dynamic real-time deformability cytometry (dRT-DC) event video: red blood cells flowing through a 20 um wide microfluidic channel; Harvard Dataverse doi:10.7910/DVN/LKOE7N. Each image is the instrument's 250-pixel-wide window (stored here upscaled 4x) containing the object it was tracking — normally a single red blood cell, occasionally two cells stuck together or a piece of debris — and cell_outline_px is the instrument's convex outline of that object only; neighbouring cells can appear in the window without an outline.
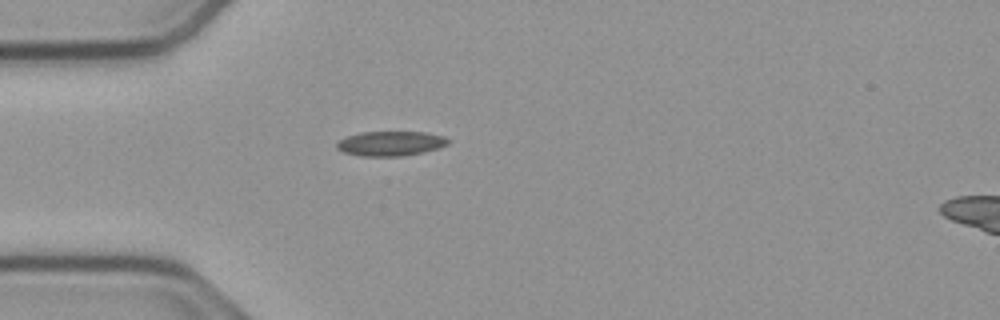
{"species": "common noctule bat (a hibernating species)", "species_latin": "Nyctalus noctula", "temperature_condition": "cold", "stored_images_in_passage": 40, "camera_frame_rate_fps": 3000, "um_per_image_px": 0.085, "animal": {"sex": "male", "body_mass_g": 23.1, "forearm_length_mm": 52.7}, "frame": {"image": 1, "passage_image": 1, "time_ms": 0.0, "image_size_px": [1000, 320], "cell_outline_px": [[452, 140], [448, 144], [440, 148], [424, 152], [400, 156], [360, 156], [344, 152], [336, 148], [336, 144], [340, 140], [348, 136], [360, 132], [424, 132], [444, 136]], "centroid_in_image_um": [33.24, 12.2], "position_along_channel_um": 51.8, "area_um2": 16.07}}
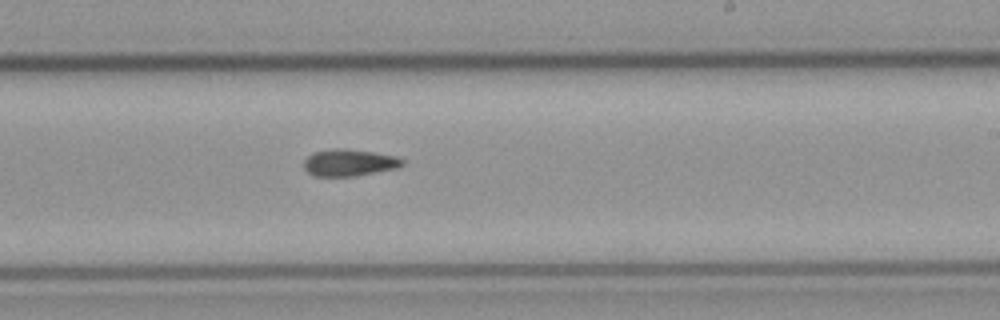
{"frame": {"image": 2, "passage_image": 18, "time_ms": 5.667, "image_size_px": [1000, 320], "cell_outline_px": [[404, 164], [396, 168], [352, 176], [312, 176], [304, 168], [304, 160], [312, 152], [336, 148], [344, 148], [372, 152], [396, 156], [404, 160]], "centroid_in_image_um": [29.65, 13.82], "position_along_channel_um": 259.4, "area_um2": 15.32}}
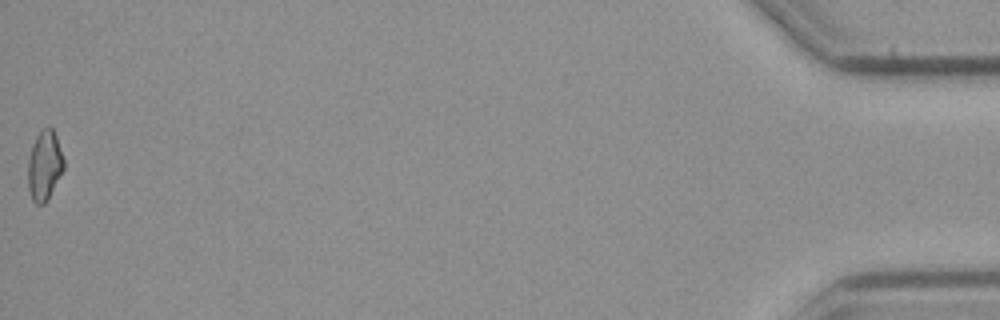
{"frame": {"image": 3, "passage_image": 40, "time_ms": 13.0, "image_size_px": [1000, 320], "cell_outline_px": [[64, 168], [44, 204], [36, 204], [32, 200], [28, 188], [28, 160], [32, 144], [36, 136], [48, 124], [52, 128], [56, 136], [64, 160]], "centroid_in_image_um": [3.76, 14.04], "position_along_channel_um": 431.4, "area_um2": 14.39}}